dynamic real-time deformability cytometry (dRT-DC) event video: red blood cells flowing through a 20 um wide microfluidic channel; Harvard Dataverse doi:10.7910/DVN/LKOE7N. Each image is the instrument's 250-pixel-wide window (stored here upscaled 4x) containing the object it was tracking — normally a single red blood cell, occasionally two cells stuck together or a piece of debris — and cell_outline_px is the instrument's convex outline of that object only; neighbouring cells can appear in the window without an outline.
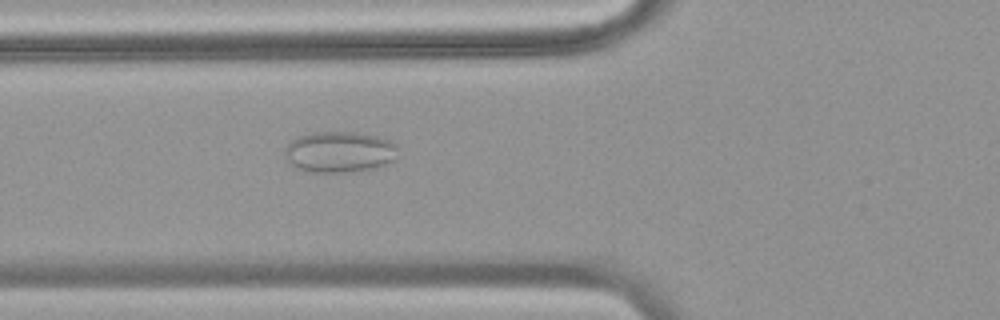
{"species": "common noctule bat (a hibernating species)", "species_latin": "Nyctalus noctula", "temperature_condition": "warm", "stored_images_in_passage": 47, "camera_frame_rate_fps": 3000, "um_per_image_px": 0.085, "animal": {"sex": "female", "body_mass_g": 18.4}, "frame": {"image": 1, "passage_image": 19, "time_ms": 6.0, "image_size_px": [1000, 320], "cell_outline_px": [[400, 148], [396, 160], [388, 164], [376, 168], [348, 172], [308, 172], [296, 168], [284, 156], [284, 148], [292, 140], [300, 136], [312, 132], [356, 132], [376, 136], [392, 140]], "centroid_in_image_um": [28.91, 12.92], "position_along_channel_um": 96.9, "area_um2": 27.57}}
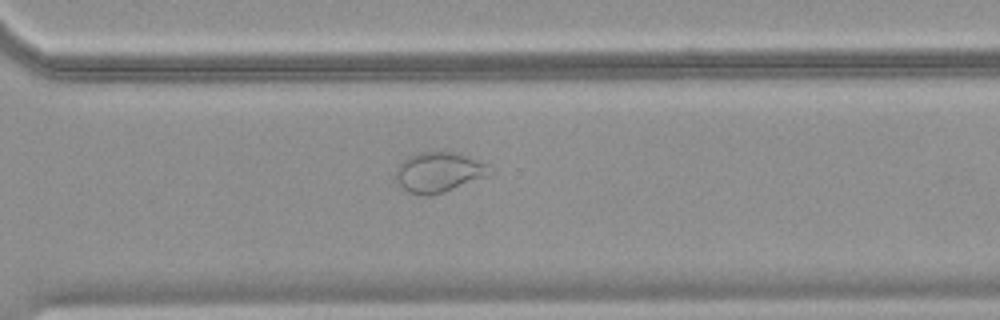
{"frame": {"image": 2, "passage_image": 36, "time_ms": 11.667, "image_size_px": [1000, 320], "cell_outline_px": [[496, 172], [488, 176], [444, 192], [428, 196], [420, 196], [408, 192], [400, 188], [396, 180], [396, 168], [408, 156], [416, 152], [452, 152], [476, 160], [484, 164]], "centroid_in_image_um": [37.26, 14.66], "position_along_channel_um": 333.3, "area_um2": 21.96}}
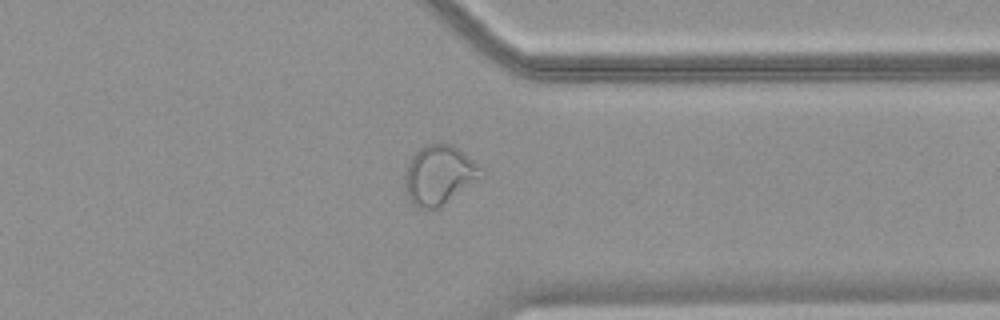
{"frame": {"image": 3, "passage_image": 39, "time_ms": 12.667, "image_size_px": [1000, 320], "cell_outline_px": [[484, 176], [440, 208], [416, 208], [412, 204], [408, 196], [404, 184], [404, 180], [408, 164], [412, 156], [420, 148], [428, 144], [452, 144], [484, 168]], "centroid_in_image_um": [37.36, 14.89], "position_along_channel_um": 374.0, "area_um2": 26.47}}